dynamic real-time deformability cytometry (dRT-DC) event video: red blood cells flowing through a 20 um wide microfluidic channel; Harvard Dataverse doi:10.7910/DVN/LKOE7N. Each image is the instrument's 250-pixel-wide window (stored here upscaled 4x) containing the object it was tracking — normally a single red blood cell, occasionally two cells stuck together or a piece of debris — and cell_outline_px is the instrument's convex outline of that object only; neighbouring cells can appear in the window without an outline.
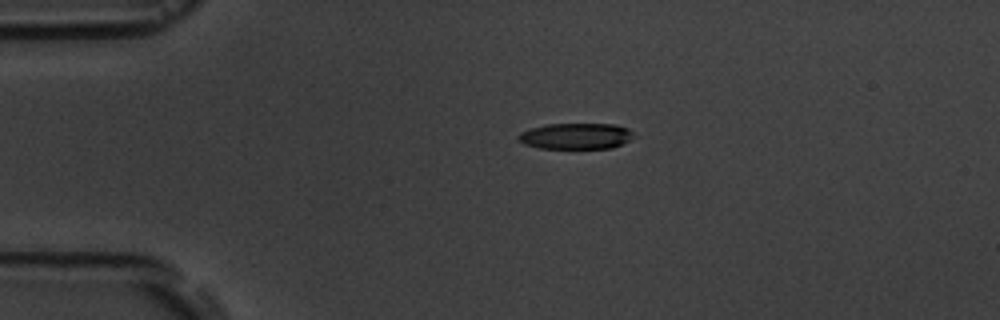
{"species": "common noctule bat (a hibernating species)", "species_latin": "Nyctalus noctula", "temperature_condition": "room temperature", "stored_images_in_passage": 2, "camera_frame_rate_fps": 3000, "um_per_image_px": 0.085, "animal": {"sex": "male", "body_mass_g": 19.5, "forearm_length_mm": 54.6}, "frame": {"image": 1, "passage_image": 1, "time_ms": 0.0, "image_size_px": [1000, 320], "cell_outline_px": [[636, 136], [612, 148], [540, 148], [524, 144], [516, 136], [520, 132], [532, 128], [548, 124], [616, 124], [628, 128]], "centroid_in_image_um": [48.96, 11.56], "position_along_channel_um": 36.0, "area_um2": 17.4}}